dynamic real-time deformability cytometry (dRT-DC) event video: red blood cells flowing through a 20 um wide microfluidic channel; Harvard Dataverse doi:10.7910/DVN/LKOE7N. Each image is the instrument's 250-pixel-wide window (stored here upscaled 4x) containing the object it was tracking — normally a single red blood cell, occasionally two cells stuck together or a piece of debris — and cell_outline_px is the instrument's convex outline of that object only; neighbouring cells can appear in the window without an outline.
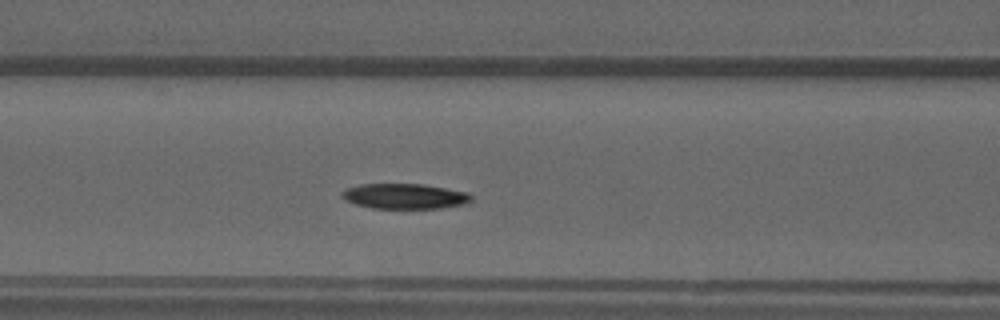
{"species": "common noctule bat (a hibernating species)", "species_latin": "Nyctalus noctula", "temperature_condition": "warm", "stored_images_in_passage": 47, "camera_frame_rate_fps": 3000, "um_per_image_px": 0.085, "animal": {"sex": "male", "forearm_length_mm": 52.5}, "frame": {"image": 1, "passage_image": 16, "time_ms": 5.0, "image_size_px": [1000, 320], "cell_outline_px": [[472, 200], [464, 204], [440, 208], [372, 208], [356, 204], [344, 200], [340, 192], [348, 188], [360, 184], [420, 184], [468, 192], [472, 196]], "centroid_in_image_um": [34.38, 16.68], "position_along_channel_um": 132.2, "area_um2": 18.9}}
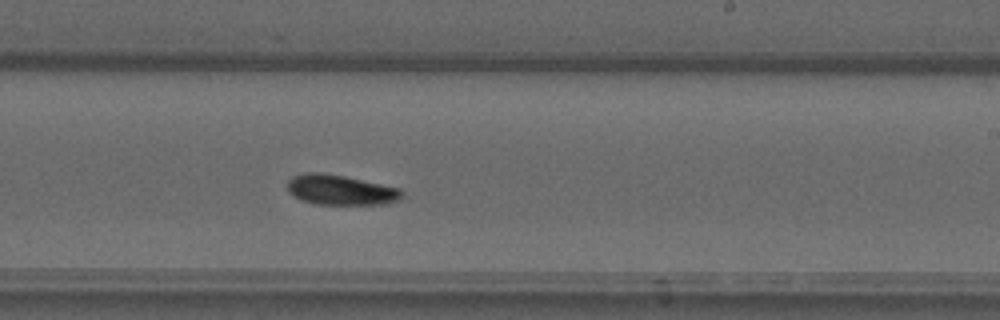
{"frame": {"image": 2, "passage_image": 26, "time_ms": 8.333, "image_size_px": [1000, 320], "cell_outline_px": [[404, 196], [400, 200], [388, 204], [316, 204], [300, 200], [292, 196], [288, 192], [288, 180], [292, 176], [308, 172], [312, 172], [344, 176], [400, 188], [404, 192]], "centroid_in_image_um": [28.97, 16.16], "position_along_channel_um": 260.0, "area_um2": 20.17}}
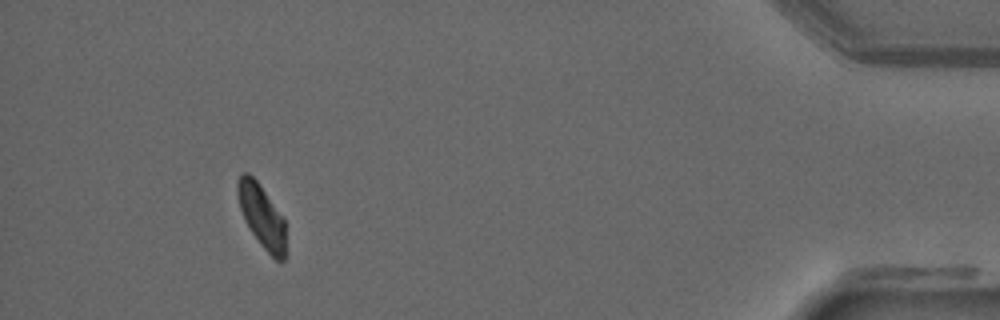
{"frame": {"image": 3, "passage_image": 43, "time_ms": 14.0, "image_size_px": [1000, 320], "cell_outline_px": [[288, 252], [284, 260], [276, 260], [260, 244], [244, 220], [240, 208], [236, 192], [236, 184], [240, 176], [244, 172], [248, 172], [256, 180], [284, 216]], "centroid_in_image_um": [22.29, 18.4], "position_along_channel_um": 412.9, "area_um2": 18.15}, "authors_computed_cell_mechanics": {"area_um2": 19.1896, "velocity_mm_per_s": 3.854, "shape_relaxation_time_tau1_ms": 4.4633, "shape_relaxation_time_tau2_ms": null, "deformation_change_tau1": 0.1369, "deformation_change_tau2": null}}